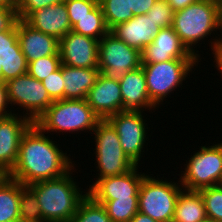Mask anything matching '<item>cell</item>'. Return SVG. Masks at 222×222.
I'll return each mask as SVG.
<instances>
[{
	"label": "cell",
	"mask_w": 222,
	"mask_h": 222,
	"mask_svg": "<svg viewBox=\"0 0 222 222\" xmlns=\"http://www.w3.org/2000/svg\"><path fill=\"white\" fill-rule=\"evenodd\" d=\"M8 100L12 107L17 105L23 111V116L33 123L54 102L48 95L42 81L28 73L8 80L6 83ZM26 110V113L24 114Z\"/></svg>",
	"instance_id": "30bf717a"
},
{
	"label": "cell",
	"mask_w": 222,
	"mask_h": 222,
	"mask_svg": "<svg viewBox=\"0 0 222 222\" xmlns=\"http://www.w3.org/2000/svg\"><path fill=\"white\" fill-rule=\"evenodd\" d=\"M130 8L133 15H145L151 7L154 6L156 0H129Z\"/></svg>",
	"instance_id": "8d00e7d4"
},
{
	"label": "cell",
	"mask_w": 222,
	"mask_h": 222,
	"mask_svg": "<svg viewBox=\"0 0 222 222\" xmlns=\"http://www.w3.org/2000/svg\"><path fill=\"white\" fill-rule=\"evenodd\" d=\"M95 135V157L98 177L118 176L127 173L136 165L124 153L116 129L108 120H100L92 131Z\"/></svg>",
	"instance_id": "52a82bcc"
},
{
	"label": "cell",
	"mask_w": 222,
	"mask_h": 222,
	"mask_svg": "<svg viewBox=\"0 0 222 222\" xmlns=\"http://www.w3.org/2000/svg\"><path fill=\"white\" fill-rule=\"evenodd\" d=\"M70 222H111L104 206L87 195Z\"/></svg>",
	"instance_id": "f1b7e54d"
},
{
	"label": "cell",
	"mask_w": 222,
	"mask_h": 222,
	"mask_svg": "<svg viewBox=\"0 0 222 222\" xmlns=\"http://www.w3.org/2000/svg\"><path fill=\"white\" fill-rule=\"evenodd\" d=\"M8 177V174L0 168V184Z\"/></svg>",
	"instance_id": "ee69618b"
},
{
	"label": "cell",
	"mask_w": 222,
	"mask_h": 222,
	"mask_svg": "<svg viewBox=\"0 0 222 222\" xmlns=\"http://www.w3.org/2000/svg\"><path fill=\"white\" fill-rule=\"evenodd\" d=\"M173 59H199L192 54L173 29L161 28L152 42L141 50V63L152 64Z\"/></svg>",
	"instance_id": "9a60e30c"
},
{
	"label": "cell",
	"mask_w": 222,
	"mask_h": 222,
	"mask_svg": "<svg viewBox=\"0 0 222 222\" xmlns=\"http://www.w3.org/2000/svg\"><path fill=\"white\" fill-rule=\"evenodd\" d=\"M219 8L222 9V0L219 1Z\"/></svg>",
	"instance_id": "7dc6e473"
},
{
	"label": "cell",
	"mask_w": 222,
	"mask_h": 222,
	"mask_svg": "<svg viewBox=\"0 0 222 222\" xmlns=\"http://www.w3.org/2000/svg\"><path fill=\"white\" fill-rule=\"evenodd\" d=\"M95 201L104 206L111 222H130L138 212V198Z\"/></svg>",
	"instance_id": "484cf974"
},
{
	"label": "cell",
	"mask_w": 222,
	"mask_h": 222,
	"mask_svg": "<svg viewBox=\"0 0 222 222\" xmlns=\"http://www.w3.org/2000/svg\"><path fill=\"white\" fill-rule=\"evenodd\" d=\"M200 191L208 219L222 222V184L203 188Z\"/></svg>",
	"instance_id": "f546056e"
},
{
	"label": "cell",
	"mask_w": 222,
	"mask_h": 222,
	"mask_svg": "<svg viewBox=\"0 0 222 222\" xmlns=\"http://www.w3.org/2000/svg\"><path fill=\"white\" fill-rule=\"evenodd\" d=\"M64 2L71 28L99 4V0H65Z\"/></svg>",
	"instance_id": "d6a6232c"
},
{
	"label": "cell",
	"mask_w": 222,
	"mask_h": 222,
	"mask_svg": "<svg viewBox=\"0 0 222 222\" xmlns=\"http://www.w3.org/2000/svg\"><path fill=\"white\" fill-rule=\"evenodd\" d=\"M109 30L134 17L129 0H99Z\"/></svg>",
	"instance_id": "4316f807"
},
{
	"label": "cell",
	"mask_w": 222,
	"mask_h": 222,
	"mask_svg": "<svg viewBox=\"0 0 222 222\" xmlns=\"http://www.w3.org/2000/svg\"><path fill=\"white\" fill-rule=\"evenodd\" d=\"M207 219L200 191L182 189L175 206L172 222H201Z\"/></svg>",
	"instance_id": "603a6c76"
},
{
	"label": "cell",
	"mask_w": 222,
	"mask_h": 222,
	"mask_svg": "<svg viewBox=\"0 0 222 222\" xmlns=\"http://www.w3.org/2000/svg\"><path fill=\"white\" fill-rule=\"evenodd\" d=\"M186 163L179 178L184 189L199 191L222 184V143L201 146Z\"/></svg>",
	"instance_id": "ba28073f"
},
{
	"label": "cell",
	"mask_w": 222,
	"mask_h": 222,
	"mask_svg": "<svg viewBox=\"0 0 222 222\" xmlns=\"http://www.w3.org/2000/svg\"><path fill=\"white\" fill-rule=\"evenodd\" d=\"M178 182L146 174L139 189L138 211L158 222H172L176 201L183 189L180 180Z\"/></svg>",
	"instance_id": "5b68a950"
},
{
	"label": "cell",
	"mask_w": 222,
	"mask_h": 222,
	"mask_svg": "<svg viewBox=\"0 0 222 222\" xmlns=\"http://www.w3.org/2000/svg\"><path fill=\"white\" fill-rule=\"evenodd\" d=\"M141 66V51L127 45L110 31L99 40L98 68L106 79L120 81L129 71Z\"/></svg>",
	"instance_id": "9c48e42d"
},
{
	"label": "cell",
	"mask_w": 222,
	"mask_h": 222,
	"mask_svg": "<svg viewBox=\"0 0 222 222\" xmlns=\"http://www.w3.org/2000/svg\"><path fill=\"white\" fill-rule=\"evenodd\" d=\"M160 28H168L173 24L174 11L166 0H156L146 13Z\"/></svg>",
	"instance_id": "1f68e13d"
},
{
	"label": "cell",
	"mask_w": 222,
	"mask_h": 222,
	"mask_svg": "<svg viewBox=\"0 0 222 222\" xmlns=\"http://www.w3.org/2000/svg\"><path fill=\"white\" fill-rule=\"evenodd\" d=\"M17 35L21 51L27 62L52 55H60L59 40L28 25L24 20L17 21Z\"/></svg>",
	"instance_id": "e0dca14e"
},
{
	"label": "cell",
	"mask_w": 222,
	"mask_h": 222,
	"mask_svg": "<svg viewBox=\"0 0 222 222\" xmlns=\"http://www.w3.org/2000/svg\"><path fill=\"white\" fill-rule=\"evenodd\" d=\"M130 222H158L154 219H152L151 217H149L148 215L141 213V212H137L131 219Z\"/></svg>",
	"instance_id": "60d3db41"
},
{
	"label": "cell",
	"mask_w": 222,
	"mask_h": 222,
	"mask_svg": "<svg viewBox=\"0 0 222 222\" xmlns=\"http://www.w3.org/2000/svg\"><path fill=\"white\" fill-rule=\"evenodd\" d=\"M28 62L21 51L17 26L13 30L0 32V82L27 73Z\"/></svg>",
	"instance_id": "ac0fdd59"
},
{
	"label": "cell",
	"mask_w": 222,
	"mask_h": 222,
	"mask_svg": "<svg viewBox=\"0 0 222 222\" xmlns=\"http://www.w3.org/2000/svg\"><path fill=\"white\" fill-rule=\"evenodd\" d=\"M65 0H18L16 12L18 19L25 20L33 11L58 4Z\"/></svg>",
	"instance_id": "e575fe53"
},
{
	"label": "cell",
	"mask_w": 222,
	"mask_h": 222,
	"mask_svg": "<svg viewBox=\"0 0 222 222\" xmlns=\"http://www.w3.org/2000/svg\"><path fill=\"white\" fill-rule=\"evenodd\" d=\"M20 182L7 177L0 184V222H20Z\"/></svg>",
	"instance_id": "cb8c5ba5"
},
{
	"label": "cell",
	"mask_w": 222,
	"mask_h": 222,
	"mask_svg": "<svg viewBox=\"0 0 222 222\" xmlns=\"http://www.w3.org/2000/svg\"><path fill=\"white\" fill-rule=\"evenodd\" d=\"M17 0H0L1 7H16Z\"/></svg>",
	"instance_id": "7bdbcfd3"
},
{
	"label": "cell",
	"mask_w": 222,
	"mask_h": 222,
	"mask_svg": "<svg viewBox=\"0 0 222 222\" xmlns=\"http://www.w3.org/2000/svg\"><path fill=\"white\" fill-rule=\"evenodd\" d=\"M99 74V68H78L62 64L64 99H86Z\"/></svg>",
	"instance_id": "7402d4cb"
},
{
	"label": "cell",
	"mask_w": 222,
	"mask_h": 222,
	"mask_svg": "<svg viewBox=\"0 0 222 222\" xmlns=\"http://www.w3.org/2000/svg\"><path fill=\"white\" fill-rule=\"evenodd\" d=\"M160 29L157 23L145 14L136 15L127 22L117 24L110 32L127 45L141 51L152 42Z\"/></svg>",
	"instance_id": "44dd1931"
},
{
	"label": "cell",
	"mask_w": 222,
	"mask_h": 222,
	"mask_svg": "<svg viewBox=\"0 0 222 222\" xmlns=\"http://www.w3.org/2000/svg\"><path fill=\"white\" fill-rule=\"evenodd\" d=\"M35 123L24 133L17 162L8 174L24 186L67 174L75 164Z\"/></svg>",
	"instance_id": "6da1fadb"
},
{
	"label": "cell",
	"mask_w": 222,
	"mask_h": 222,
	"mask_svg": "<svg viewBox=\"0 0 222 222\" xmlns=\"http://www.w3.org/2000/svg\"><path fill=\"white\" fill-rule=\"evenodd\" d=\"M138 165L125 174L96 179L89 186L88 195L94 200L138 198L145 173L138 172ZM140 173V174H139Z\"/></svg>",
	"instance_id": "7c38bea8"
},
{
	"label": "cell",
	"mask_w": 222,
	"mask_h": 222,
	"mask_svg": "<svg viewBox=\"0 0 222 222\" xmlns=\"http://www.w3.org/2000/svg\"><path fill=\"white\" fill-rule=\"evenodd\" d=\"M9 100L7 94V87L4 82H0V118L12 115V108L8 109L9 107ZM7 108V109H6Z\"/></svg>",
	"instance_id": "74e56055"
},
{
	"label": "cell",
	"mask_w": 222,
	"mask_h": 222,
	"mask_svg": "<svg viewBox=\"0 0 222 222\" xmlns=\"http://www.w3.org/2000/svg\"><path fill=\"white\" fill-rule=\"evenodd\" d=\"M71 31L97 40L105 36L110 30L106 25L100 4L90 11L87 16L79 19Z\"/></svg>",
	"instance_id": "d4e9b609"
},
{
	"label": "cell",
	"mask_w": 222,
	"mask_h": 222,
	"mask_svg": "<svg viewBox=\"0 0 222 222\" xmlns=\"http://www.w3.org/2000/svg\"><path fill=\"white\" fill-rule=\"evenodd\" d=\"M42 84L47 90L49 97L53 101L64 99V80L62 77V64L58 70L46 77L42 81Z\"/></svg>",
	"instance_id": "836d02e7"
},
{
	"label": "cell",
	"mask_w": 222,
	"mask_h": 222,
	"mask_svg": "<svg viewBox=\"0 0 222 222\" xmlns=\"http://www.w3.org/2000/svg\"><path fill=\"white\" fill-rule=\"evenodd\" d=\"M200 1H213V2H219L220 0H200Z\"/></svg>",
	"instance_id": "bcb514c9"
},
{
	"label": "cell",
	"mask_w": 222,
	"mask_h": 222,
	"mask_svg": "<svg viewBox=\"0 0 222 222\" xmlns=\"http://www.w3.org/2000/svg\"><path fill=\"white\" fill-rule=\"evenodd\" d=\"M60 55L46 56L28 63L27 73L39 81H43L50 74L61 67Z\"/></svg>",
	"instance_id": "4dcf8cb0"
},
{
	"label": "cell",
	"mask_w": 222,
	"mask_h": 222,
	"mask_svg": "<svg viewBox=\"0 0 222 222\" xmlns=\"http://www.w3.org/2000/svg\"><path fill=\"white\" fill-rule=\"evenodd\" d=\"M100 118L86 99H62L54 101L36 120L35 124L46 132L85 131L92 133ZM59 131V132H58Z\"/></svg>",
	"instance_id": "277c9868"
},
{
	"label": "cell",
	"mask_w": 222,
	"mask_h": 222,
	"mask_svg": "<svg viewBox=\"0 0 222 222\" xmlns=\"http://www.w3.org/2000/svg\"><path fill=\"white\" fill-rule=\"evenodd\" d=\"M16 7L0 6V32L5 30H13L17 26Z\"/></svg>",
	"instance_id": "d590c367"
},
{
	"label": "cell",
	"mask_w": 222,
	"mask_h": 222,
	"mask_svg": "<svg viewBox=\"0 0 222 222\" xmlns=\"http://www.w3.org/2000/svg\"><path fill=\"white\" fill-rule=\"evenodd\" d=\"M33 124L18 113L0 118V168L9 174L14 168L24 133Z\"/></svg>",
	"instance_id": "5bb4252c"
},
{
	"label": "cell",
	"mask_w": 222,
	"mask_h": 222,
	"mask_svg": "<svg viewBox=\"0 0 222 222\" xmlns=\"http://www.w3.org/2000/svg\"><path fill=\"white\" fill-rule=\"evenodd\" d=\"M122 97V111H152L156 106L151 102L142 66L129 71L119 81ZM145 108V110H144Z\"/></svg>",
	"instance_id": "d6986e66"
},
{
	"label": "cell",
	"mask_w": 222,
	"mask_h": 222,
	"mask_svg": "<svg viewBox=\"0 0 222 222\" xmlns=\"http://www.w3.org/2000/svg\"><path fill=\"white\" fill-rule=\"evenodd\" d=\"M199 59H173L165 62L142 64L146 76L147 90L151 102L160 106L167 96L182 86ZM197 64V65H196Z\"/></svg>",
	"instance_id": "8992f818"
},
{
	"label": "cell",
	"mask_w": 222,
	"mask_h": 222,
	"mask_svg": "<svg viewBox=\"0 0 222 222\" xmlns=\"http://www.w3.org/2000/svg\"><path fill=\"white\" fill-rule=\"evenodd\" d=\"M72 170L74 167L64 176L37 181L27 186L37 196L43 222H70L81 201L88 195L73 180Z\"/></svg>",
	"instance_id": "7a4b0ae2"
},
{
	"label": "cell",
	"mask_w": 222,
	"mask_h": 222,
	"mask_svg": "<svg viewBox=\"0 0 222 222\" xmlns=\"http://www.w3.org/2000/svg\"><path fill=\"white\" fill-rule=\"evenodd\" d=\"M166 1L172 7L173 11L176 12L195 3L197 0H166Z\"/></svg>",
	"instance_id": "f35d334b"
},
{
	"label": "cell",
	"mask_w": 222,
	"mask_h": 222,
	"mask_svg": "<svg viewBox=\"0 0 222 222\" xmlns=\"http://www.w3.org/2000/svg\"><path fill=\"white\" fill-rule=\"evenodd\" d=\"M220 16H221V31H220L221 34H219V35L221 36L222 35V9H220ZM221 37H219V38L216 37V39L213 38V40L212 39L210 40V43H211L210 46H211V49H212L211 51L214 52L222 44V38Z\"/></svg>",
	"instance_id": "b9f144b4"
},
{
	"label": "cell",
	"mask_w": 222,
	"mask_h": 222,
	"mask_svg": "<svg viewBox=\"0 0 222 222\" xmlns=\"http://www.w3.org/2000/svg\"><path fill=\"white\" fill-rule=\"evenodd\" d=\"M19 215L20 222H43L37 196L22 183H20Z\"/></svg>",
	"instance_id": "83f0119b"
},
{
	"label": "cell",
	"mask_w": 222,
	"mask_h": 222,
	"mask_svg": "<svg viewBox=\"0 0 222 222\" xmlns=\"http://www.w3.org/2000/svg\"><path fill=\"white\" fill-rule=\"evenodd\" d=\"M99 40L73 31L59 40L63 65L78 68H98Z\"/></svg>",
	"instance_id": "4fadbf2b"
},
{
	"label": "cell",
	"mask_w": 222,
	"mask_h": 222,
	"mask_svg": "<svg viewBox=\"0 0 222 222\" xmlns=\"http://www.w3.org/2000/svg\"><path fill=\"white\" fill-rule=\"evenodd\" d=\"M201 222H215V221L207 218V219H205V220H203Z\"/></svg>",
	"instance_id": "f6af8a7d"
},
{
	"label": "cell",
	"mask_w": 222,
	"mask_h": 222,
	"mask_svg": "<svg viewBox=\"0 0 222 222\" xmlns=\"http://www.w3.org/2000/svg\"><path fill=\"white\" fill-rule=\"evenodd\" d=\"M173 29L186 48L200 58L197 49H193L197 43L211 36L214 31L221 30V16L219 2L200 1L174 12ZM218 29V30H217Z\"/></svg>",
	"instance_id": "3957f363"
},
{
	"label": "cell",
	"mask_w": 222,
	"mask_h": 222,
	"mask_svg": "<svg viewBox=\"0 0 222 222\" xmlns=\"http://www.w3.org/2000/svg\"><path fill=\"white\" fill-rule=\"evenodd\" d=\"M86 101L100 120L122 111V97L119 81L98 75L95 85L89 90Z\"/></svg>",
	"instance_id": "2e32d148"
},
{
	"label": "cell",
	"mask_w": 222,
	"mask_h": 222,
	"mask_svg": "<svg viewBox=\"0 0 222 222\" xmlns=\"http://www.w3.org/2000/svg\"><path fill=\"white\" fill-rule=\"evenodd\" d=\"M213 54V58H214V62H216L214 67H217V70H219V72L222 75V44L219 46V48L217 50H215L214 52H212Z\"/></svg>",
	"instance_id": "ab89813d"
},
{
	"label": "cell",
	"mask_w": 222,
	"mask_h": 222,
	"mask_svg": "<svg viewBox=\"0 0 222 222\" xmlns=\"http://www.w3.org/2000/svg\"><path fill=\"white\" fill-rule=\"evenodd\" d=\"M142 112L120 111L107 119L116 129L124 153L135 165H139L144 152V145L149 138L146 137V129H148L146 126L148 125L143 119Z\"/></svg>",
	"instance_id": "8fae6325"
},
{
	"label": "cell",
	"mask_w": 222,
	"mask_h": 222,
	"mask_svg": "<svg viewBox=\"0 0 222 222\" xmlns=\"http://www.w3.org/2000/svg\"><path fill=\"white\" fill-rule=\"evenodd\" d=\"M32 28L58 40L72 30L65 2L33 11L25 20Z\"/></svg>",
	"instance_id": "ffe728a7"
}]
</instances>
